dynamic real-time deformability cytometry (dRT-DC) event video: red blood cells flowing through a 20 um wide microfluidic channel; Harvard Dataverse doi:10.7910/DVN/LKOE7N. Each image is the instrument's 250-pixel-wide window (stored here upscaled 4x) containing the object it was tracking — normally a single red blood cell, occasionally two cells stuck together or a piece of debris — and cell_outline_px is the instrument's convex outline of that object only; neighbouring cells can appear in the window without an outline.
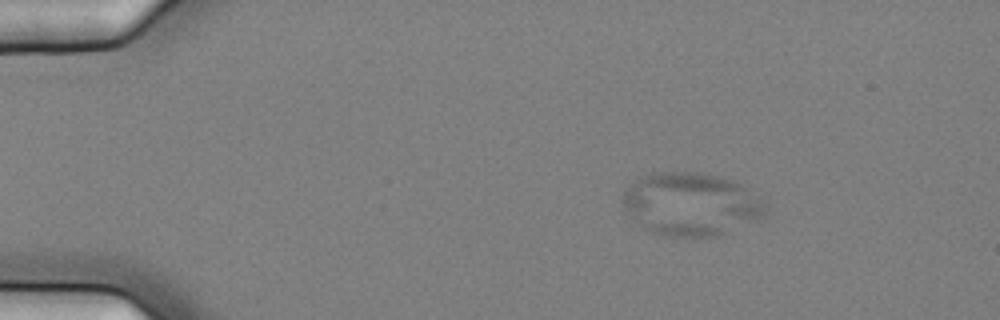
{"species": "common noctule bat (a hibernating species)", "species_latin": "Nyctalus noctula", "temperature_condition": "cold", "stored_images_in_passage": 7, "camera_frame_rate_fps": 3000, "um_per_image_px": 0.085, "animal": {"sex": "female", "body_mass_g": 25.1}, "frame": {"image": 1, "passage_image": 3, "time_ms": 0.667, "image_size_px": [1000, 320], "cell_outline_px": [[768, 212], [764, 216], [716, 236], [660, 236], [640, 228], [624, 208], [620, 200], [620, 196], [636, 180], [644, 176], [656, 172], [696, 172], [716, 176], [732, 180], [744, 184], [764, 200], [768, 204]], "centroid_in_image_um": [58.73, 17.35], "position_along_channel_um": 26.3, "area_um2": 52.77}}
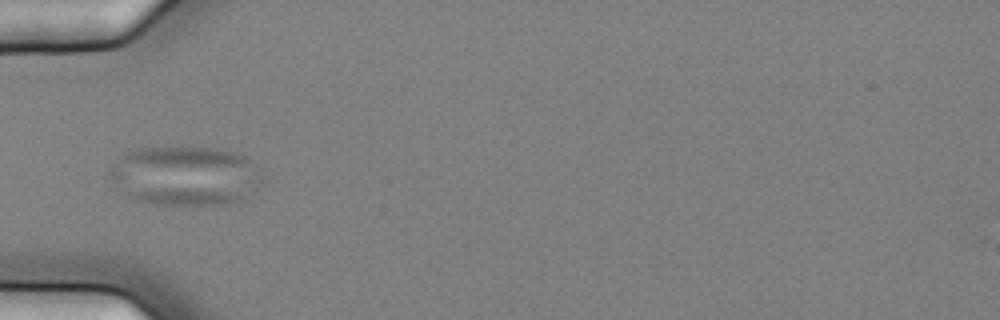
{"frame": {"image": 2, "passage_image": 6, "time_ms": 1.667, "image_size_px": [1000, 320], "cell_outline_px": [[260, 184], [240, 200], [228, 204], [152, 204], [136, 200], [128, 196], [108, 176], [108, 172], [112, 164], [120, 156], [136, 148], [180, 144], [216, 148], [240, 152], [260, 168]], "centroid_in_image_um": [15.72, 14.87], "position_along_channel_um": 69.3, "area_um2": 53.75}}
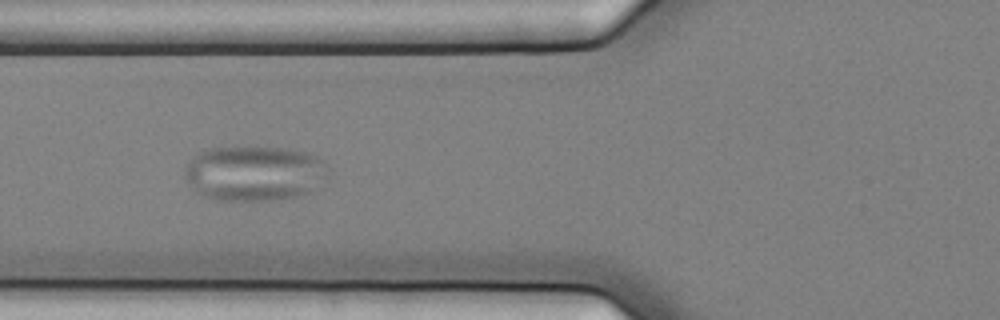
{"frame": {"image": 3, "passage_image": 7, "time_ms": 2.0, "image_size_px": [1000, 320], "cell_outline_px": [[324, 164], [308, 192], [296, 196], [268, 200], [216, 200], [196, 192], [192, 188], [184, 176], [184, 168], [192, 156], [204, 148], [256, 144], [260, 144], [296, 148], [308, 152], [324, 160]], "centroid_in_image_um": [21.44, 14.64], "position_along_channel_um": 104.4, "area_um2": 46.36}}